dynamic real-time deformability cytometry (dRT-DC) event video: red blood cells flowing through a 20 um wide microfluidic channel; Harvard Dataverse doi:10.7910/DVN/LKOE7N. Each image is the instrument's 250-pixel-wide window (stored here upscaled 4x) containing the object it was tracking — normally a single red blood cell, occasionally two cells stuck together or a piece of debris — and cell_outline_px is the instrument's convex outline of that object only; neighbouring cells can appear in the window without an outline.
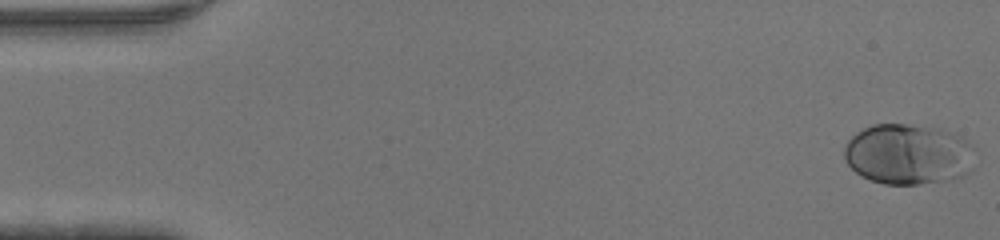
{"species": "human", "species_latin": "Homo sapiens", "temperature_condition": "warm", "stored_images_in_passage": 46, "camera_frame_rate_fps": 3000, "um_per_image_px": 0.085, "donor": {"sex": "male"}, "frame": {"image": 1, "passage_image": 1, "time_ms": 0.0, "image_size_px": [1000, 240], "cell_outline_px": [[976, 148], [964, 176], [952, 180], [920, 184], [884, 184], [860, 176], [848, 164], [844, 156], [844, 144], [856, 132], [872, 124], [908, 124], [940, 128], [960, 136]], "centroid_in_image_um": [77.17, 13.1], "position_along_channel_um": 7.8, "area_um2": 46.36}}
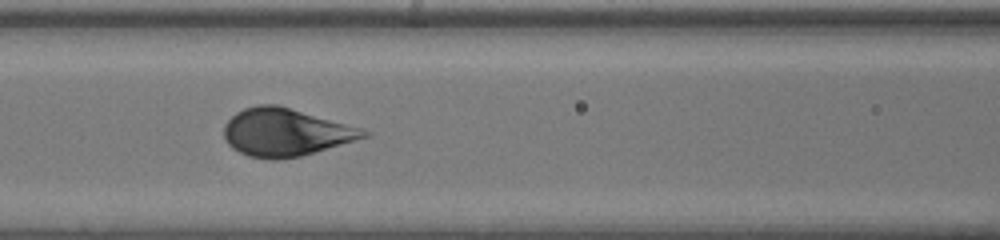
{"frame": {"image": 2, "passage_image": 20, "time_ms": 6.333, "image_size_px": [1000, 240], "cell_outline_px": [[372, 132], [368, 136], [300, 156], [276, 160], [268, 160], [248, 156], [232, 148], [228, 144], [224, 136], [224, 124], [236, 112], [244, 108], [256, 104], [276, 104], [360, 128]], "centroid_in_image_um": [24.21, 11.25], "position_along_channel_um": 142.4, "area_um2": 38.44}}
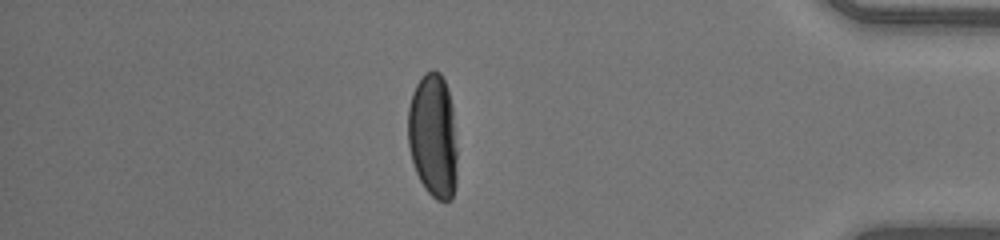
{"frame": {"image": 3, "passage_image": 40, "time_ms": 13.0, "image_size_px": [1000, 240], "cell_outline_px": [[456, 184], [452, 200], [436, 200], [424, 188], [416, 172], [412, 160], [408, 144], [408, 108], [412, 92], [416, 84], [424, 72], [432, 68], [440, 72], [444, 80], [452, 104], [456, 148]], "centroid_in_image_um": [36.8, 11.53], "position_along_channel_um": 398.4, "area_um2": 35.89}}